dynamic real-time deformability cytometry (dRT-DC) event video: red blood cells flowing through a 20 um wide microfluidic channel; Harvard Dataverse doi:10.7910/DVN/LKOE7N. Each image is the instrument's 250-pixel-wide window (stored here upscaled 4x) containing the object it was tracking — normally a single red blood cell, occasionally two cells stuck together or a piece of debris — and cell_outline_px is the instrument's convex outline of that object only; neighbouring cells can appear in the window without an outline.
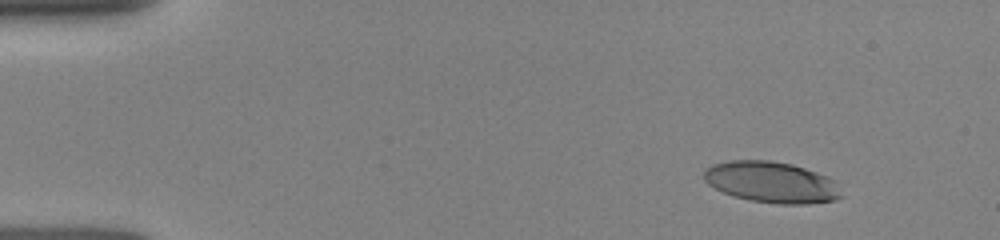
{"species": "human", "species_latin": "Homo sapiens", "temperature_condition": "room temperature", "stored_images_in_passage": 39, "camera_frame_rate_fps": 3000, "um_per_image_px": 0.085, "donor": {"sex": "female"}, "frame": {"image": 1, "passage_image": 1, "time_ms": 0.0, "image_size_px": [1000, 240], "cell_outline_px": [[840, 196], [836, 200], [808, 204], [780, 204], [748, 200], [724, 192], [708, 184], [704, 180], [704, 168], [712, 164], [728, 160], [772, 160], [792, 164], [828, 176], [836, 180]], "centroid_in_image_um": [65.57, 15.47], "position_along_channel_um": 19.4, "area_um2": 33.0}}
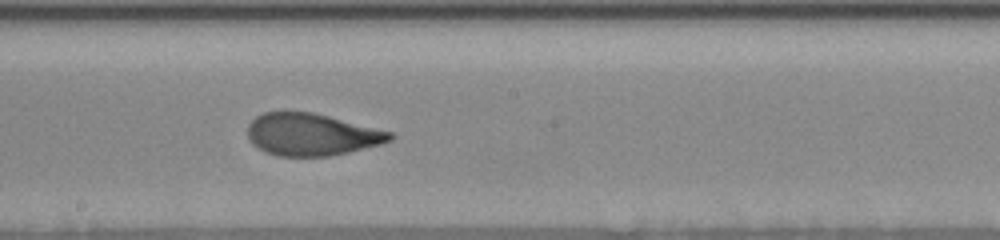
{"frame": {"image": 2, "passage_image": 22, "time_ms": 7.333, "image_size_px": [1000, 240], "cell_outline_px": [[396, 136], [392, 140], [380, 144], [348, 152], [328, 156], [276, 156], [264, 152], [256, 148], [252, 144], [248, 136], [248, 124], [256, 116], [264, 112], [312, 112], [392, 132]], "centroid_in_image_um": [26.45, 11.44], "position_along_channel_um": 221.7, "area_um2": 34.91}}
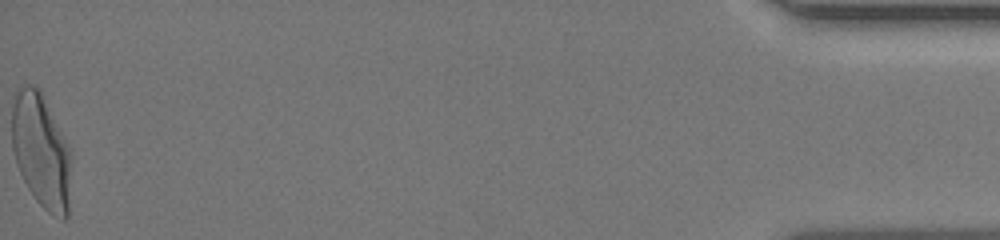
{"frame": {"image": 3, "passage_image": 39, "time_ms": 14.667, "image_size_px": [1000, 240], "cell_outline_px": [[72, 156], [68, 216], [64, 220], [60, 220], [52, 216], [36, 200], [28, 188], [16, 164], [12, 148], [12, 104], [16, 92], [24, 84], [28, 84], [36, 88], [40, 92], [72, 152]], "centroid_in_image_um": [3.51, 12.9], "position_along_channel_um": 431.7, "area_um2": 39.54}}